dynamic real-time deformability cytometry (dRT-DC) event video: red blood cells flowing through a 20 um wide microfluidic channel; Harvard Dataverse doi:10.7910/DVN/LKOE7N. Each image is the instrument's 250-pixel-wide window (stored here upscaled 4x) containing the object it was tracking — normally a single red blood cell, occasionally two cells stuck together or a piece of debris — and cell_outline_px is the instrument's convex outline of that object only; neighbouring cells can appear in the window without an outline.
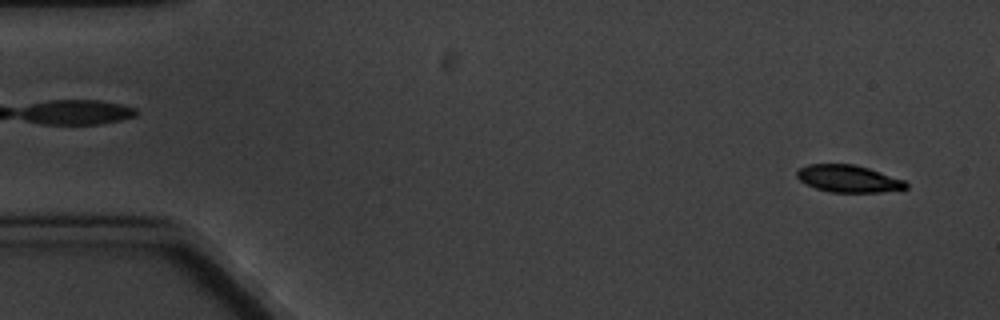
{"species": "common noctule bat (a hibernating species)", "species_latin": "Nyctalus noctula", "temperature_condition": "cold", "stored_images_in_passage": 7, "camera_frame_rate_fps": 3000, "um_per_image_px": 0.085, "animal": {"sex": "male", "body_mass_g": 20.1, "forearm_length_mm": 53.5}, "frame": {"image": 1, "passage_image": 1, "time_ms": 0.0, "image_size_px": [1000, 320], "cell_outline_px": [[908, 188], [880, 192], [828, 192], [816, 188], [800, 180], [796, 176], [796, 172], [800, 168], [808, 164], [852, 164], [868, 168], [904, 180], [908, 184]], "centroid_in_image_um": [72.11, 15.19], "position_along_channel_um": 12.9, "area_um2": 17.11}}